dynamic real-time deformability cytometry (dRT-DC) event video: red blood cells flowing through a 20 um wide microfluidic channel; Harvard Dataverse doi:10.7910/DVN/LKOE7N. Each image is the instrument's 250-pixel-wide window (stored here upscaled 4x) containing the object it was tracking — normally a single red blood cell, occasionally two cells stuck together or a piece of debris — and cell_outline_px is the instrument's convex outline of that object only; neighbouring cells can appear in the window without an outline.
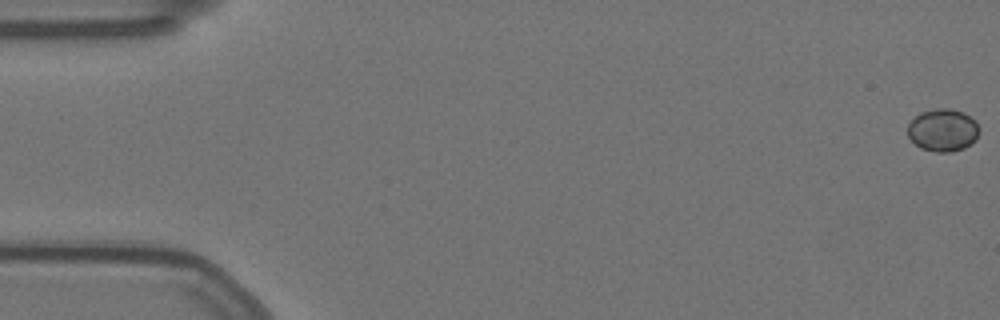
{"species": "Egyptian fruit bat (a non-hibernating species)", "species_latin": "Rousettus aegyptiacus", "temperature_condition": "warm", "stored_images_in_passage": 19, "camera_frame_rate_fps": 3000, "um_per_image_px": 0.085, "animal": {"sex": "female"}, "frame": {"image": 1, "passage_image": 1, "time_ms": 0.0, "image_size_px": [1000, 320], "cell_outline_px": [[980, 132], [976, 140], [972, 144], [964, 148], [952, 152], [936, 152], [920, 148], [908, 136], [908, 124], [920, 112], [936, 108], [948, 108], [964, 112], [976, 120], [980, 128]], "centroid_in_image_um": [80.19, 11.06], "position_along_channel_um": 4.8, "area_um2": 18.03}}
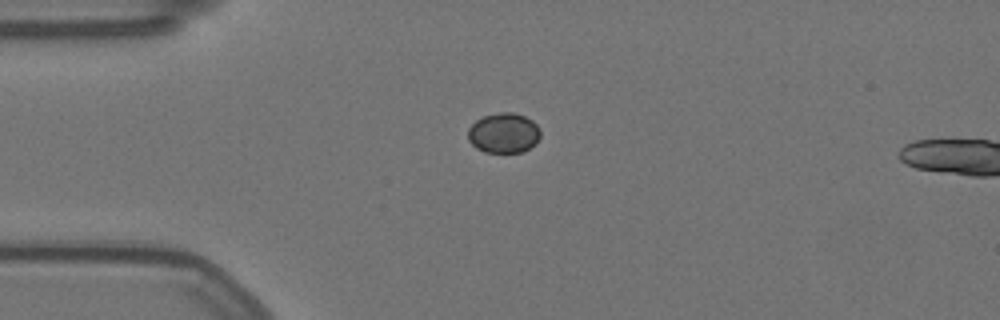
{"frame": {"image": 2, "passage_image": 15, "time_ms": 4.667, "image_size_px": [1000, 320], "cell_outline_px": [[540, 136], [536, 144], [524, 152], [484, 152], [476, 148], [468, 140], [468, 128], [476, 120], [484, 116], [500, 112], [512, 112], [524, 116], [532, 120], [540, 128]], "centroid_in_image_um": [42.83, 11.31], "position_along_channel_um": 42.2, "area_um2": 17.05}}